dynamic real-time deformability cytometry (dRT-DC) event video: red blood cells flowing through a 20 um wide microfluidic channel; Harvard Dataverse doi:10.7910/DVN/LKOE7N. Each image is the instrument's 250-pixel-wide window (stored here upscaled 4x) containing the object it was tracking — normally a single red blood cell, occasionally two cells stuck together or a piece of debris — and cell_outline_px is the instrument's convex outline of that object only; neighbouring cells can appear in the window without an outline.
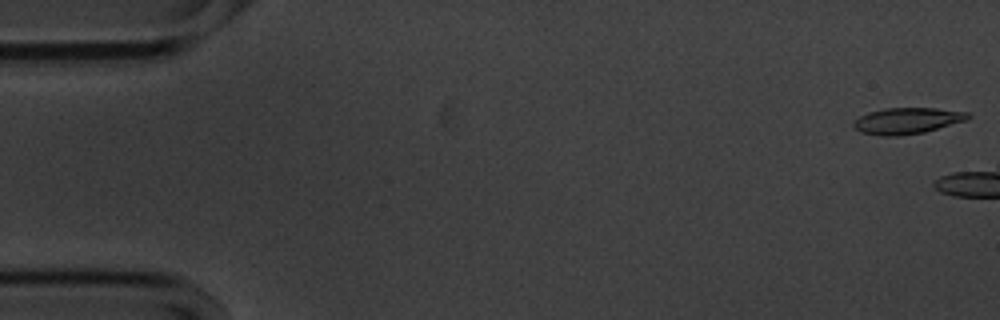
{"species": "common noctule bat (a hibernating species)", "species_latin": "Nyctalus noctula", "temperature_condition": "cold", "stored_images_in_passage": 6, "camera_frame_rate_fps": 3000, "um_per_image_px": 0.085, "animal": {"sex": "male", "body_mass_g": 20.1, "forearm_length_mm": 53.5}, "frame": {"image": 1, "passage_image": 1, "time_ms": 0.0, "image_size_px": [1000, 320], "cell_outline_px": [[972, 116], [968, 120], [924, 132], [900, 136], [880, 136], [860, 132], [852, 124], [860, 116], [868, 112], [884, 108], [936, 108], [968, 112]], "centroid_in_image_um": [77.13, 10.26], "position_along_channel_um": 7.9, "area_um2": 17.57}}